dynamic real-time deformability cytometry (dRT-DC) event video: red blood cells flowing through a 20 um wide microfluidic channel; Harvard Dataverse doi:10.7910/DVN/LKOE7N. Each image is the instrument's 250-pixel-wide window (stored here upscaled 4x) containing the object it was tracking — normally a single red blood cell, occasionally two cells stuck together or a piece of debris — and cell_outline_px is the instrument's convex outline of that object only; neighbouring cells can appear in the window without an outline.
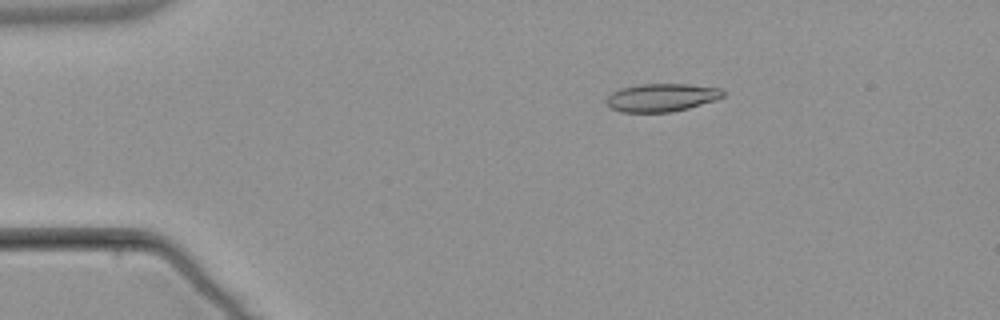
{"species": "common noctule bat (a hibernating species)", "species_latin": "Nyctalus noctula", "temperature_condition": "warm", "stored_images_in_passage": 3, "camera_frame_rate_fps": 3000, "um_per_image_px": 0.085, "animal": {"sex": "male", "body_mass_g": 21.5, "forearm_length_mm": 52.0}, "frame": {"image": 1, "passage_image": 1, "time_ms": 0.0, "image_size_px": [1000, 320], "cell_outline_px": [[724, 96], [716, 100], [688, 108], [672, 112], [620, 112], [612, 108], [604, 100], [612, 92], [620, 88], [640, 84], [688, 84], [720, 88], [724, 92]], "centroid_in_image_um": [56.23, 8.29], "position_along_channel_um": 28.8, "area_um2": 19.07}}
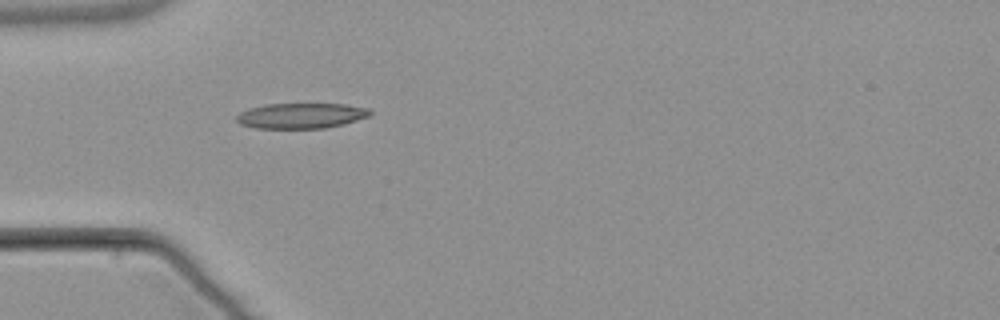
{"frame": {"image": 2, "passage_image": 3, "time_ms": 2.333, "image_size_px": [1000, 320], "cell_outline_px": [[372, 112], [368, 116], [344, 124], [324, 128], [256, 128], [240, 124], [236, 120], [236, 116], [240, 112], [252, 108], [268, 104], [344, 104], [368, 108]], "centroid_in_image_um": [25.59, 9.84], "position_along_channel_um": 59.4, "area_um2": 19.54}}